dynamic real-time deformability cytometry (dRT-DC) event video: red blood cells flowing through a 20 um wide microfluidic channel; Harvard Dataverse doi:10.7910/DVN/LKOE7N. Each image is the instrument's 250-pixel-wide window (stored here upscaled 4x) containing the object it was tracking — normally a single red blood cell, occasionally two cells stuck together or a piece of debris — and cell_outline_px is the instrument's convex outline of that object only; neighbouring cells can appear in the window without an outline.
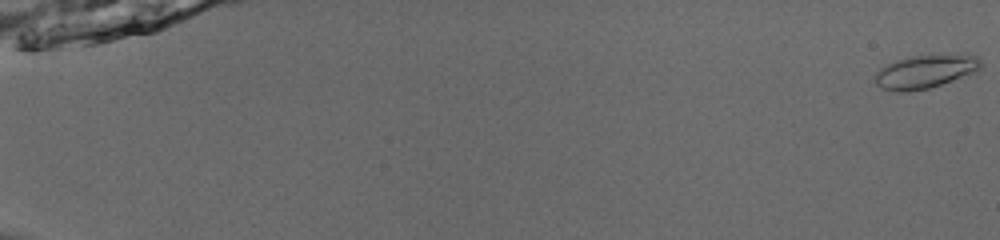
{"species": "common noctule bat (a hibernating species)", "species_latin": "Nyctalus noctula", "temperature_condition": "room temperature", "stored_images_in_passage": 55, "camera_frame_rate_fps": 3000, "um_per_image_px": 0.085, "animal": {"sex": "male", "body_mass_g": 13.0, "forearm_length_mm": 53.1}, "frame": {"image": 1, "passage_image": 1, "time_ms": 0.0, "image_size_px": [1000, 240], "cell_outline_px": [[980, 68], [972, 72], [940, 84], [928, 88], [904, 92], [900, 92], [884, 88], [876, 84], [876, 72], [880, 68], [896, 60], [912, 56], [976, 56], [980, 60]], "centroid_in_image_um": [78.56, 6.1], "position_along_channel_um": 6.4, "area_um2": 19.48}}
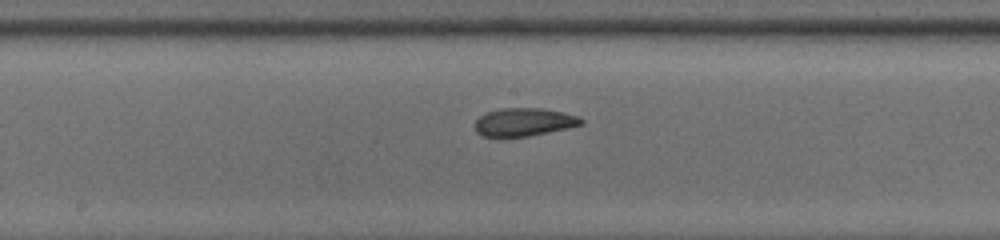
{"frame": {"image": 2, "passage_image": 32, "time_ms": 10.333, "image_size_px": [1000, 240], "cell_outline_px": [[584, 124], [568, 128], [528, 136], [484, 136], [476, 132], [476, 120], [480, 116], [488, 112], [500, 108], [540, 108], [564, 112], [580, 116], [584, 120]], "centroid_in_image_um": [44.6, 10.36], "position_along_channel_um": 203.6, "area_um2": 17.28}}
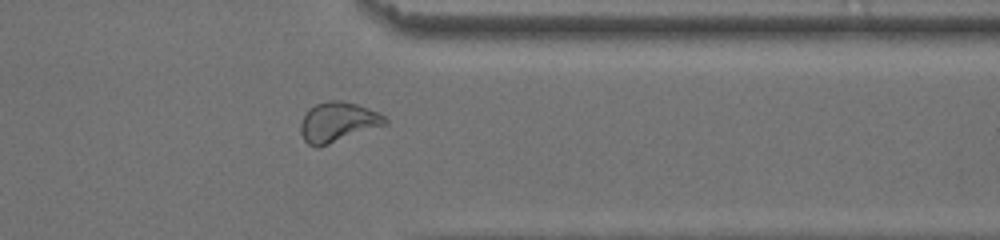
{"frame": {"image": 3, "passage_image": 46, "time_ms": 15.0, "image_size_px": [1000, 240], "cell_outline_px": [[388, 124], [320, 148], [316, 148], [308, 144], [304, 140], [300, 132], [300, 124], [304, 116], [316, 104], [328, 100], [340, 100], [356, 104], [368, 108], [384, 116], [388, 120]], "centroid_in_image_um": [28.72, 10.41], "position_along_channel_um": 382.7, "area_um2": 19.71}, "authors_computed_cell_mechanics": {"area_um2": 18.3804, "velocity_mm_per_s": 3.8726, "shape_relaxation_time_tau1_ms": 3.3014, "shape_relaxation_time_tau2_ms": 2.7633, "deformation_change_tau1": 0.1335, "deformation_change_tau2": 0.0699}}